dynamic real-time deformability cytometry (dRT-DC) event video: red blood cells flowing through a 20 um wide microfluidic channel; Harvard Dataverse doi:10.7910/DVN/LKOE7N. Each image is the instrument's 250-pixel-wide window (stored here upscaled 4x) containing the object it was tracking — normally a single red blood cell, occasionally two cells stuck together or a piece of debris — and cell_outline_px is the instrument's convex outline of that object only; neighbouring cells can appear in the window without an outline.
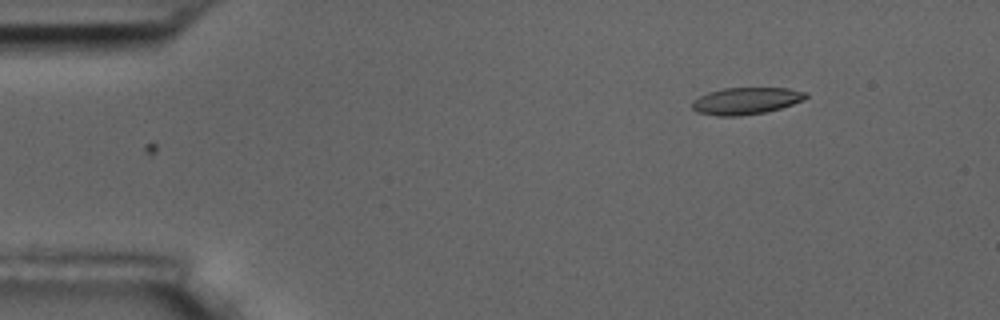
{"species": "common noctule bat (a hibernating species)", "species_latin": "Nyctalus noctula", "temperature_condition": "room temperature", "stored_images_in_passage": 3, "camera_frame_rate_fps": 3000, "um_per_image_px": 0.085, "animal": {"sex": "male", "body_mass_g": 17.5, "forearm_length_mm": 52.3}, "frame": {"image": 1, "passage_image": 3, "time_ms": 2.333, "image_size_px": [1000, 320], "cell_outline_px": [[808, 96], [804, 100], [780, 108], [764, 112], [740, 116], [716, 116], [696, 112], [692, 108], [692, 100], [708, 92], [724, 88], [788, 88], [808, 92]], "centroid_in_image_um": [63.4, 8.57], "position_along_channel_um": 21.6, "area_um2": 17.92}}